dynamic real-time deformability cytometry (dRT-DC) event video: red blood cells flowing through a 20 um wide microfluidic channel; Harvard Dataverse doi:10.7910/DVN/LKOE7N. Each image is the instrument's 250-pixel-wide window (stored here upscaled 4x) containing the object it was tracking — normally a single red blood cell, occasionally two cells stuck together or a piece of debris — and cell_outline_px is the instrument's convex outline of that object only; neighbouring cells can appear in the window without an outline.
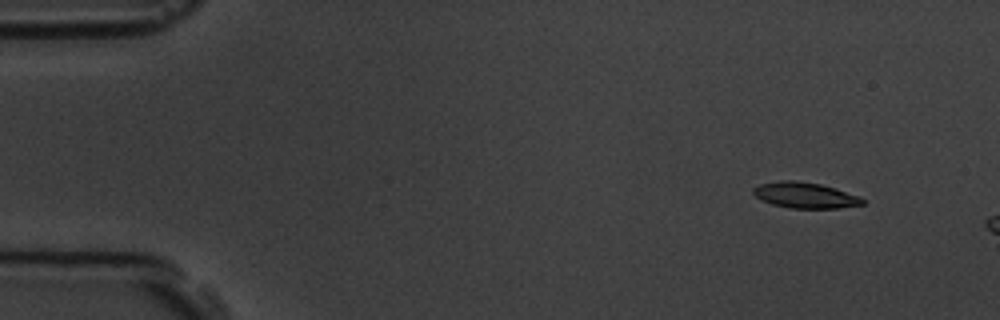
{"species": "common noctule bat (a hibernating species)", "species_latin": "Nyctalus noctula", "temperature_condition": "room temperature", "stored_images_in_passage": 3, "camera_frame_rate_fps": 3000, "um_per_image_px": 0.085, "animal": {"sex": "male", "body_mass_g": 19.5, "forearm_length_mm": 54.6}, "frame": {"image": 1, "passage_image": 1, "time_ms": 0.0, "image_size_px": [1000, 320], "cell_outline_px": [[864, 204], [840, 208], [788, 208], [772, 204], [760, 200], [752, 192], [752, 188], [760, 184], [780, 180], [796, 180], [820, 184], [836, 188], [860, 196], [864, 200]], "centroid_in_image_um": [68.42, 16.59], "position_along_channel_um": 16.6, "area_um2": 16.59}}